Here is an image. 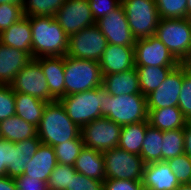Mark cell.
Wrapping results in <instances>:
<instances>
[{
	"instance_id": "f35d334b",
	"label": "cell",
	"mask_w": 191,
	"mask_h": 190,
	"mask_svg": "<svg viewBox=\"0 0 191 190\" xmlns=\"http://www.w3.org/2000/svg\"><path fill=\"white\" fill-rule=\"evenodd\" d=\"M16 112L14 91L10 85H0V121Z\"/></svg>"
},
{
	"instance_id": "4dcf8cb0",
	"label": "cell",
	"mask_w": 191,
	"mask_h": 190,
	"mask_svg": "<svg viewBox=\"0 0 191 190\" xmlns=\"http://www.w3.org/2000/svg\"><path fill=\"white\" fill-rule=\"evenodd\" d=\"M184 154V129L163 131L162 161Z\"/></svg>"
},
{
	"instance_id": "4316f807",
	"label": "cell",
	"mask_w": 191,
	"mask_h": 190,
	"mask_svg": "<svg viewBox=\"0 0 191 190\" xmlns=\"http://www.w3.org/2000/svg\"><path fill=\"white\" fill-rule=\"evenodd\" d=\"M16 112L26 122L38 126L47 102L24 93H14Z\"/></svg>"
},
{
	"instance_id": "74e56055",
	"label": "cell",
	"mask_w": 191,
	"mask_h": 190,
	"mask_svg": "<svg viewBox=\"0 0 191 190\" xmlns=\"http://www.w3.org/2000/svg\"><path fill=\"white\" fill-rule=\"evenodd\" d=\"M24 17L23 8L14 4H0V33Z\"/></svg>"
},
{
	"instance_id": "f6af8a7d",
	"label": "cell",
	"mask_w": 191,
	"mask_h": 190,
	"mask_svg": "<svg viewBox=\"0 0 191 190\" xmlns=\"http://www.w3.org/2000/svg\"><path fill=\"white\" fill-rule=\"evenodd\" d=\"M184 129V154L191 158V122H187Z\"/></svg>"
},
{
	"instance_id": "ee69618b",
	"label": "cell",
	"mask_w": 191,
	"mask_h": 190,
	"mask_svg": "<svg viewBox=\"0 0 191 190\" xmlns=\"http://www.w3.org/2000/svg\"><path fill=\"white\" fill-rule=\"evenodd\" d=\"M16 182L18 190H48L44 182L25 175L17 177Z\"/></svg>"
},
{
	"instance_id": "e0dca14e",
	"label": "cell",
	"mask_w": 191,
	"mask_h": 190,
	"mask_svg": "<svg viewBox=\"0 0 191 190\" xmlns=\"http://www.w3.org/2000/svg\"><path fill=\"white\" fill-rule=\"evenodd\" d=\"M35 60L41 65L49 88V102L65 96L64 56L40 57Z\"/></svg>"
},
{
	"instance_id": "d6a6232c",
	"label": "cell",
	"mask_w": 191,
	"mask_h": 190,
	"mask_svg": "<svg viewBox=\"0 0 191 190\" xmlns=\"http://www.w3.org/2000/svg\"><path fill=\"white\" fill-rule=\"evenodd\" d=\"M84 146L82 135L75 140L54 146L57 163L74 166Z\"/></svg>"
},
{
	"instance_id": "9a60e30c",
	"label": "cell",
	"mask_w": 191,
	"mask_h": 190,
	"mask_svg": "<svg viewBox=\"0 0 191 190\" xmlns=\"http://www.w3.org/2000/svg\"><path fill=\"white\" fill-rule=\"evenodd\" d=\"M183 82V63L173 68L160 86L146 96L148 109L177 107Z\"/></svg>"
},
{
	"instance_id": "9c48e42d",
	"label": "cell",
	"mask_w": 191,
	"mask_h": 190,
	"mask_svg": "<svg viewBox=\"0 0 191 190\" xmlns=\"http://www.w3.org/2000/svg\"><path fill=\"white\" fill-rule=\"evenodd\" d=\"M107 44V39L95 24L69 36L66 55L99 62Z\"/></svg>"
},
{
	"instance_id": "6da1fadb",
	"label": "cell",
	"mask_w": 191,
	"mask_h": 190,
	"mask_svg": "<svg viewBox=\"0 0 191 190\" xmlns=\"http://www.w3.org/2000/svg\"><path fill=\"white\" fill-rule=\"evenodd\" d=\"M32 31V57L65 56L69 36L54 16L27 17Z\"/></svg>"
},
{
	"instance_id": "5bb4252c",
	"label": "cell",
	"mask_w": 191,
	"mask_h": 190,
	"mask_svg": "<svg viewBox=\"0 0 191 190\" xmlns=\"http://www.w3.org/2000/svg\"><path fill=\"white\" fill-rule=\"evenodd\" d=\"M96 25L109 44L119 46L135 45L136 38L132 35L124 8L121 4L108 15L97 20Z\"/></svg>"
},
{
	"instance_id": "d590c367",
	"label": "cell",
	"mask_w": 191,
	"mask_h": 190,
	"mask_svg": "<svg viewBox=\"0 0 191 190\" xmlns=\"http://www.w3.org/2000/svg\"><path fill=\"white\" fill-rule=\"evenodd\" d=\"M188 122H191V69L183 63V82L177 106Z\"/></svg>"
},
{
	"instance_id": "836d02e7",
	"label": "cell",
	"mask_w": 191,
	"mask_h": 190,
	"mask_svg": "<svg viewBox=\"0 0 191 190\" xmlns=\"http://www.w3.org/2000/svg\"><path fill=\"white\" fill-rule=\"evenodd\" d=\"M76 173L74 166L57 163L46 183L47 189L67 190L70 188L71 175Z\"/></svg>"
},
{
	"instance_id": "ba28073f",
	"label": "cell",
	"mask_w": 191,
	"mask_h": 190,
	"mask_svg": "<svg viewBox=\"0 0 191 190\" xmlns=\"http://www.w3.org/2000/svg\"><path fill=\"white\" fill-rule=\"evenodd\" d=\"M106 179L142 181L145 163L140 155L119 147L103 152Z\"/></svg>"
},
{
	"instance_id": "60d3db41",
	"label": "cell",
	"mask_w": 191,
	"mask_h": 190,
	"mask_svg": "<svg viewBox=\"0 0 191 190\" xmlns=\"http://www.w3.org/2000/svg\"><path fill=\"white\" fill-rule=\"evenodd\" d=\"M95 22L115 10L121 0H88Z\"/></svg>"
},
{
	"instance_id": "52a82bcc",
	"label": "cell",
	"mask_w": 191,
	"mask_h": 190,
	"mask_svg": "<svg viewBox=\"0 0 191 190\" xmlns=\"http://www.w3.org/2000/svg\"><path fill=\"white\" fill-rule=\"evenodd\" d=\"M121 5L136 39L155 35L160 21L155 0H121Z\"/></svg>"
},
{
	"instance_id": "f1b7e54d",
	"label": "cell",
	"mask_w": 191,
	"mask_h": 190,
	"mask_svg": "<svg viewBox=\"0 0 191 190\" xmlns=\"http://www.w3.org/2000/svg\"><path fill=\"white\" fill-rule=\"evenodd\" d=\"M175 67L144 66L136 67L141 94L147 96L155 91Z\"/></svg>"
},
{
	"instance_id": "5b68a950",
	"label": "cell",
	"mask_w": 191,
	"mask_h": 190,
	"mask_svg": "<svg viewBox=\"0 0 191 190\" xmlns=\"http://www.w3.org/2000/svg\"><path fill=\"white\" fill-rule=\"evenodd\" d=\"M157 37L180 63H187L191 56V20L160 19L155 31Z\"/></svg>"
},
{
	"instance_id": "484cf974",
	"label": "cell",
	"mask_w": 191,
	"mask_h": 190,
	"mask_svg": "<svg viewBox=\"0 0 191 190\" xmlns=\"http://www.w3.org/2000/svg\"><path fill=\"white\" fill-rule=\"evenodd\" d=\"M2 139L11 142L24 141L37 135V127L17 115L0 121Z\"/></svg>"
},
{
	"instance_id": "8992f818",
	"label": "cell",
	"mask_w": 191,
	"mask_h": 190,
	"mask_svg": "<svg viewBox=\"0 0 191 190\" xmlns=\"http://www.w3.org/2000/svg\"><path fill=\"white\" fill-rule=\"evenodd\" d=\"M59 101L63 105L68 117L81 129L89 122L102 118V86L84 92L66 95L60 98Z\"/></svg>"
},
{
	"instance_id": "b9f144b4",
	"label": "cell",
	"mask_w": 191,
	"mask_h": 190,
	"mask_svg": "<svg viewBox=\"0 0 191 190\" xmlns=\"http://www.w3.org/2000/svg\"><path fill=\"white\" fill-rule=\"evenodd\" d=\"M104 190H144L142 181L105 179Z\"/></svg>"
},
{
	"instance_id": "277c9868",
	"label": "cell",
	"mask_w": 191,
	"mask_h": 190,
	"mask_svg": "<svg viewBox=\"0 0 191 190\" xmlns=\"http://www.w3.org/2000/svg\"><path fill=\"white\" fill-rule=\"evenodd\" d=\"M65 96L102 86L99 62L64 56Z\"/></svg>"
},
{
	"instance_id": "30bf717a",
	"label": "cell",
	"mask_w": 191,
	"mask_h": 190,
	"mask_svg": "<svg viewBox=\"0 0 191 190\" xmlns=\"http://www.w3.org/2000/svg\"><path fill=\"white\" fill-rule=\"evenodd\" d=\"M122 126L102 117L86 124L81 135L86 147L104 152L118 147Z\"/></svg>"
},
{
	"instance_id": "4fadbf2b",
	"label": "cell",
	"mask_w": 191,
	"mask_h": 190,
	"mask_svg": "<svg viewBox=\"0 0 191 190\" xmlns=\"http://www.w3.org/2000/svg\"><path fill=\"white\" fill-rule=\"evenodd\" d=\"M10 86L14 93L28 94L49 102L47 79L44 76L41 65L35 59L21 69Z\"/></svg>"
},
{
	"instance_id": "44dd1931",
	"label": "cell",
	"mask_w": 191,
	"mask_h": 190,
	"mask_svg": "<svg viewBox=\"0 0 191 190\" xmlns=\"http://www.w3.org/2000/svg\"><path fill=\"white\" fill-rule=\"evenodd\" d=\"M40 144L37 135L24 141L14 142L11 150V165L6 170V176L14 179L22 176L27 163L35 155Z\"/></svg>"
},
{
	"instance_id": "603a6c76",
	"label": "cell",
	"mask_w": 191,
	"mask_h": 190,
	"mask_svg": "<svg viewBox=\"0 0 191 190\" xmlns=\"http://www.w3.org/2000/svg\"><path fill=\"white\" fill-rule=\"evenodd\" d=\"M0 42L8 47L25 51L32 56V31L29 19L21 18L0 33Z\"/></svg>"
},
{
	"instance_id": "83f0119b",
	"label": "cell",
	"mask_w": 191,
	"mask_h": 190,
	"mask_svg": "<svg viewBox=\"0 0 191 190\" xmlns=\"http://www.w3.org/2000/svg\"><path fill=\"white\" fill-rule=\"evenodd\" d=\"M149 121L122 126L118 147L135 155H140Z\"/></svg>"
},
{
	"instance_id": "7402d4cb",
	"label": "cell",
	"mask_w": 191,
	"mask_h": 190,
	"mask_svg": "<svg viewBox=\"0 0 191 190\" xmlns=\"http://www.w3.org/2000/svg\"><path fill=\"white\" fill-rule=\"evenodd\" d=\"M102 87L114 96L141 94L136 67L124 72L103 75Z\"/></svg>"
},
{
	"instance_id": "7c38bea8",
	"label": "cell",
	"mask_w": 191,
	"mask_h": 190,
	"mask_svg": "<svg viewBox=\"0 0 191 190\" xmlns=\"http://www.w3.org/2000/svg\"><path fill=\"white\" fill-rule=\"evenodd\" d=\"M54 18L68 36L96 24L88 0H65Z\"/></svg>"
},
{
	"instance_id": "f546056e",
	"label": "cell",
	"mask_w": 191,
	"mask_h": 190,
	"mask_svg": "<svg viewBox=\"0 0 191 190\" xmlns=\"http://www.w3.org/2000/svg\"><path fill=\"white\" fill-rule=\"evenodd\" d=\"M162 139L163 131L149 124L146 128L140 154L145 165L162 161Z\"/></svg>"
},
{
	"instance_id": "2e32d148",
	"label": "cell",
	"mask_w": 191,
	"mask_h": 190,
	"mask_svg": "<svg viewBox=\"0 0 191 190\" xmlns=\"http://www.w3.org/2000/svg\"><path fill=\"white\" fill-rule=\"evenodd\" d=\"M99 65L102 75L119 73L135 67L134 46L107 44Z\"/></svg>"
},
{
	"instance_id": "cb8c5ba5",
	"label": "cell",
	"mask_w": 191,
	"mask_h": 190,
	"mask_svg": "<svg viewBox=\"0 0 191 190\" xmlns=\"http://www.w3.org/2000/svg\"><path fill=\"white\" fill-rule=\"evenodd\" d=\"M74 168L77 173L83 174L89 178L99 181H104L106 179L103 152L98 150L84 146L75 161Z\"/></svg>"
},
{
	"instance_id": "3957f363",
	"label": "cell",
	"mask_w": 191,
	"mask_h": 190,
	"mask_svg": "<svg viewBox=\"0 0 191 190\" xmlns=\"http://www.w3.org/2000/svg\"><path fill=\"white\" fill-rule=\"evenodd\" d=\"M148 113L146 96L143 94L114 96L103 87L102 117L124 126L148 120Z\"/></svg>"
},
{
	"instance_id": "7a4b0ae2",
	"label": "cell",
	"mask_w": 191,
	"mask_h": 190,
	"mask_svg": "<svg viewBox=\"0 0 191 190\" xmlns=\"http://www.w3.org/2000/svg\"><path fill=\"white\" fill-rule=\"evenodd\" d=\"M80 135L81 128L68 117L61 102L59 100L47 102L37 126V136L41 143L54 147L75 140Z\"/></svg>"
},
{
	"instance_id": "d6986e66",
	"label": "cell",
	"mask_w": 191,
	"mask_h": 190,
	"mask_svg": "<svg viewBox=\"0 0 191 190\" xmlns=\"http://www.w3.org/2000/svg\"><path fill=\"white\" fill-rule=\"evenodd\" d=\"M142 185L144 190H176L180 186L166 161L146 164Z\"/></svg>"
},
{
	"instance_id": "8fae6325",
	"label": "cell",
	"mask_w": 191,
	"mask_h": 190,
	"mask_svg": "<svg viewBox=\"0 0 191 190\" xmlns=\"http://www.w3.org/2000/svg\"><path fill=\"white\" fill-rule=\"evenodd\" d=\"M135 67H177L180 62L154 35L136 39L134 45Z\"/></svg>"
},
{
	"instance_id": "ab89813d",
	"label": "cell",
	"mask_w": 191,
	"mask_h": 190,
	"mask_svg": "<svg viewBox=\"0 0 191 190\" xmlns=\"http://www.w3.org/2000/svg\"><path fill=\"white\" fill-rule=\"evenodd\" d=\"M67 190H104V181L76 173L71 175L70 188H67Z\"/></svg>"
},
{
	"instance_id": "bcb514c9",
	"label": "cell",
	"mask_w": 191,
	"mask_h": 190,
	"mask_svg": "<svg viewBox=\"0 0 191 190\" xmlns=\"http://www.w3.org/2000/svg\"><path fill=\"white\" fill-rule=\"evenodd\" d=\"M0 190H18L16 179L9 176L0 177Z\"/></svg>"
},
{
	"instance_id": "7bdbcfd3",
	"label": "cell",
	"mask_w": 191,
	"mask_h": 190,
	"mask_svg": "<svg viewBox=\"0 0 191 190\" xmlns=\"http://www.w3.org/2000/svg\"><path fill=\"white\" fill-rule=\"evenodd\" d=\"M14 142L0 140V177L6 176V170L11 165V150Z\"/></svg>"
},
{
	"instance_id": "ac0fdd59",
	"label": "cell",
	"mask_w": 191,
	"mask_h": 190,
	"mask_svg": "<svg viewBox=\"0 0 191 190\" xmlns=\"http://www.w3.org/2000/svg\"><path fill=\"white\" fill-rule=\"evenodd\" d=\"M33 57L0 42V85H11L16 75Z\"/></svg>"
},
{
	"instance_id": "ffe728a7",
	"label": "cell",
	"mask_w": 191,
	"mask_h": 190,
	"mask_svg": "<svg viewBox=\"0 0 191 190\" xmlns=\"http://www.w3.org/2000/svg\"><path fill=\"white\" fill-rule=\"evenodd\" d=\"M56 164L54 147L41 143L35 155L27 163L23 175L38 179L46 184Z\"/></svg>"
},
{
	"instance_id": "1f68e13d",
	"label": "cell",
	"mask_w": 191,
	"mask_h": 190,
	"mask_svg": "<svg viewBox=\"0 0 191 190\" xmlns=\"http://www.w3.org/2000/svg\"><path fill=\"white\" fill-rule=\"evenodd\" d=\"M65 4V0H25L23 13L25 17L54 16Z\"/></svg>"
},
{
	"instance_id": "d4e9b609",
	"label": "cell",
	"mask_w": 191,
	"mask_h": 190,
	"mask_svg": "<svg viewBox=\"0 0 191 190\" xmlns=\"http://www.w3.org/2000/svg\"><path fill=\"white\" fill-rule=\"evenodd\" d=\"M149 124L161 131L184 128L188 122L178 107L148 109Z\"/></svg>"
},
{
	"instance_id": "e575fe53",
	"label": "cell",
	"mask_w": 191,
	"mask_h": 190,
	"mask_svg": "<svg viewBox=\"0 0 191 190\" xmlns=\"http://www.w3.org/2000/svg\"><path fill=\"white\" fill-rule=\"evenodd\" d=\"M160 19L187 18V0H155Z\"/></svg>"
},
{
	"instance_id": "f907efd6",
	"label": "cell",
	"mask_w": 191,
	"mask_h": 190,
	"mask_svg": "<svg viewBox=\"0 0 191 190\" xmlns=\"http://www.w3.org/2000/svg\"><path fill=\"white\" fill-rule=\"evenodd\" d=\"M187 64L190 66L191 69V59L187 62Z\"/></svg>"
},
{
	"instance_id": "c3c4849f",
	"label": "cell",
	"mask_w": 191,
	"mask_h": 190,
	"mask_svg": "<svg viewBox=\"0 0 191 190\" xmlns=\"http://www.w3.org/2000/svg\"><path fill=\"white\" fill-rule=\"evenodd\" d=\"M187 18L191 20V0H187Z\"/></svg>"
},
{
	"instance_id": "8d00e7d4",
	"label": "cell",
	"mask_w": 191,
	"mask_h": 190,
	"mask_svg": "<svg viewBox=\"0 0 191 190\" xmlns=\"http://www.w3.org/2000/svg\"><path fill=\"white\" fill-rule=\"evenodd\" d=\"M179 184H191V158L187 154L166 161Z\"/></svg>"
},
{
	"instance_id": "7dc6e473",
	"label": "cell",
	"mask_w": 191,
	"mask_h": 190,
	"mask_svg": "<svg viewBox=\"0 0 191 190\" xmlns=\"http://www.w3.org/2000/svg\"><path fill=\"white\" fill-rule=\"evenodd\" d=\"M25 0H0V4H14V5H19L23 8Z\"/></svg>"
},
{
	"instance_id": "681fc988",
	"label": "cell",
	"mask_w": 191,
	"mask_h": 190,
	"mask_svg": "<svg viewBox=\"0 0 191 190\" xmlns=\"http://www.w3.org/2000/svg\"><path fill=\"white\" fill-rule=\"evenodd\" d=\"M176 190H191V184H180Z\"/></svg>"
}]
</instances>
